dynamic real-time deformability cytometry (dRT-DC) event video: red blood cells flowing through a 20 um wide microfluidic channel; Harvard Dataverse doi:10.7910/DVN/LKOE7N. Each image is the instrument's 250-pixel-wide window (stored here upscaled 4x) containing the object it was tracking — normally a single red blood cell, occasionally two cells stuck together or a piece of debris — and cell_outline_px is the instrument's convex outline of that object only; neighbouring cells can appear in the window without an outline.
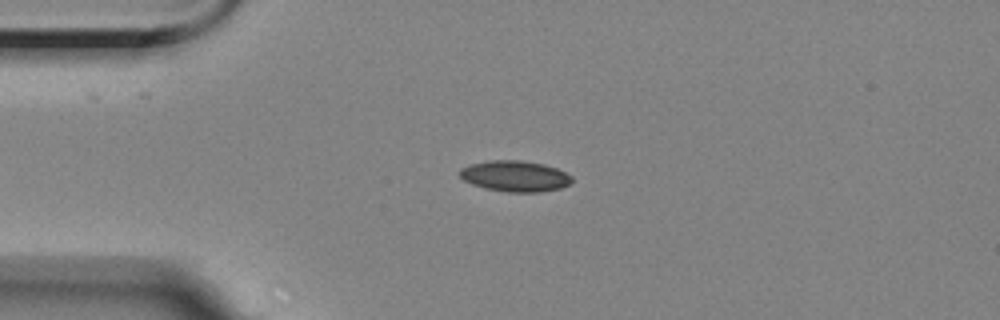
{"species": "Egyptian fruit bat (a non-hibernating species)", "species_latin": "Rousettus aegyptiacus", "temperature_condition": "room temperature", "stored_images_in_passage": 2, "camera_frame_rate_fps": 3000, "um_per_image_px": 0.085, "animal": {"sex": "female"}, "frame": {"image": 1, "passage_image": 1, "time_ms": 0.0, "image_size_px": [1000, 320], "cell_outline_px": [[572, 180], [568, 184], [560, 188], [540, 192], [508, 192], [484, 188], [472, 184], [464, 180], [460, 176], [460, 168], [472, 164], [488, 160], [520, 160], [544, 164], [556, 168], [572, 176]], "centroid_in_image_um": [43.76, 14.97], "position_along_channel_um": 41.2, "area_um2": 20.11}}